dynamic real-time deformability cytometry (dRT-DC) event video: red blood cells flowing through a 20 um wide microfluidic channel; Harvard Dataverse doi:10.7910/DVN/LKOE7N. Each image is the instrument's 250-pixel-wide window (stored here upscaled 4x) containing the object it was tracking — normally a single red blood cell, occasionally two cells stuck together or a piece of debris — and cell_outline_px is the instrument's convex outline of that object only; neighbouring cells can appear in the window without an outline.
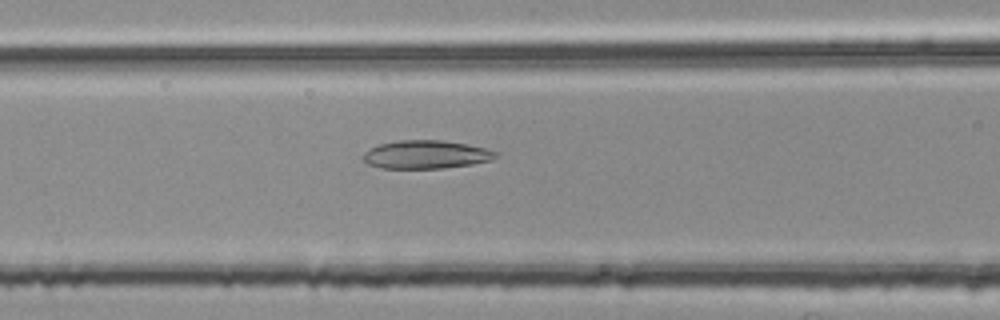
{"species": "common noctule bat (a hibernating species)", "species_latin": "Nyctalus noctula", "temperature_condition": "room temperature", "stored_images_in_passage": 29, "camera_frame_rate_fps": 3000, "um_per_image_px": 0.085, "animal": {"sex": "female", "body_mass_g": 25.1}, "frame": {"image": 1, "passage_image": 8, "time_ms": 2.333, "image_size_px": [1000, 320], "cell_outline_px": [[496, 156], [492, 160], [472, 164], [440, 168], [380, 168], [368, 164], [364, 160], [364, 152], [368, 148], [380, 144], [396, 140], [444, 140], [484, 148], [496, 152]], "centroid_in_image_um": [36.16, 13.13], "position_along_channel_um": 130.4, "area_um2": 21.68}}
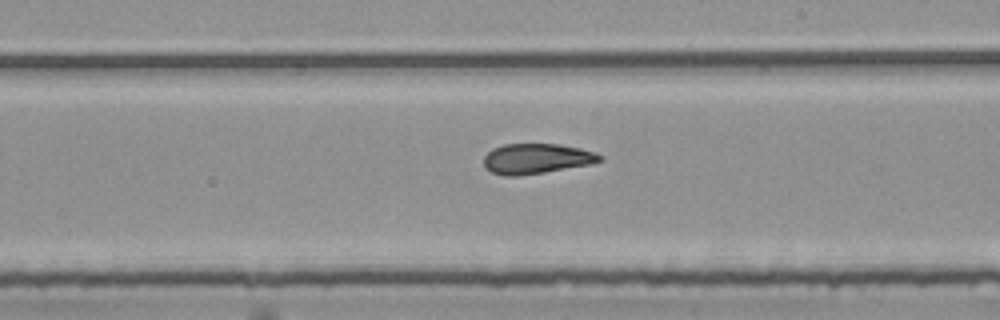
{"frame": {"image": 2, "passage_image": 17, "time_ms": 5.333, "image_size_px": [1000, 320], "cell_outline_px": [[604, 160], [592, 164], [544, 172], [516, 176], [504, 176], [492, 172], [484, 168], [484, 156], [492, 148], [504, 144], [560, 144], [580, 148], [596, 152], [604, 156]], "centroid_in_image_um": [45.62, 13.48], "position_along_channel_um": 243.4, "area_um2": 20.63}}
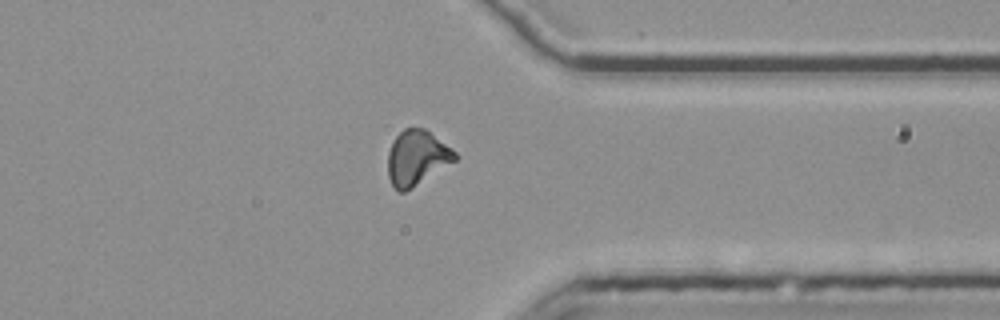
{"frame": {"image": 3, "passage_image": 28, "time_ms": 9.0, "image_size_px": [1000, 320], "cell_outline_px": [[456, 160], [412, 188], [404, 192], [400, 192], [392, 184], [388, 176], [388, 152], [392, 140], [404, 128], [424, 128], [452, 148], [456, 152]], "centroid_in_image_um": [35.41, 13.4], "position_along_channel_um": 376.0, "area_um2": 21.33}}